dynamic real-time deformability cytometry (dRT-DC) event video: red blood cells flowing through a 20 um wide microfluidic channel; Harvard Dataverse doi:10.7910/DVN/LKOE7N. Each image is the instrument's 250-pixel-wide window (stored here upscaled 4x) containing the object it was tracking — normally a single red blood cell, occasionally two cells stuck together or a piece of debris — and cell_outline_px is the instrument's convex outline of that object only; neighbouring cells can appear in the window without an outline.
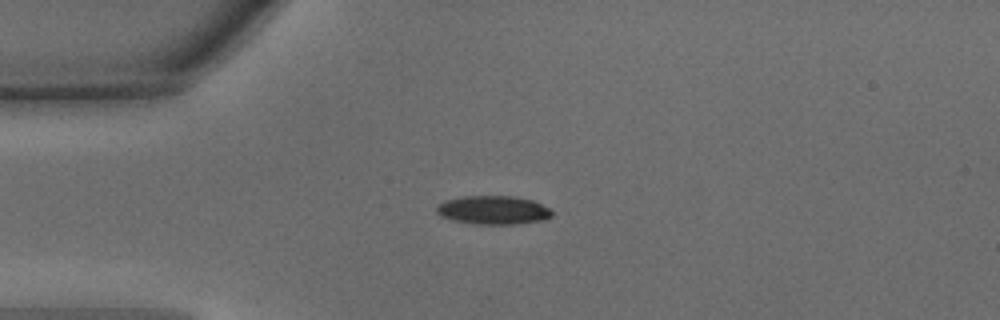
{"species": "common noctule bat (a hibernating species)", "species_latin": "Nyctalus noctula", "temperature_condition": "warm", "stored_images_in_passage": 36, "camera_frame_rate_fps": 3000, "um_per_image_px": 0.085, "animal": {"sex": "male", "body_mass_g": 15.6}, "frame": {"image": 1, "passage_image": 1, "time_ms": 0.0, "image_size_px": [1000, 320], "cell_outline_px": [[552, 216], [544, 220], [516, 224], [472, 224], [452, 220], [440, 216], [436, 212], [436, 208], [444, 200], [464, 196], [512, 196], [532, 200], [548, 208], [552, 212]], "centroid_in_image_um": [41.9, 17.86], "position_along_channel_um": 43.1, "area_um2": 19.25}}
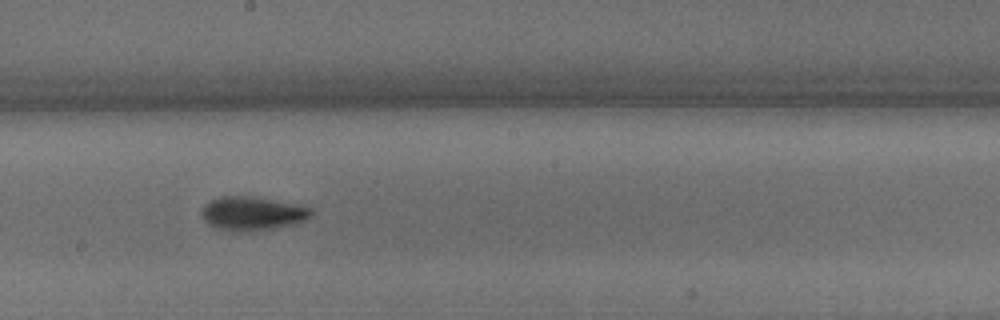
{"frame": {"image": 2, "passage_image": 15, "time_ms": 4.667, "image_size_px": [1000, 320], "cell_outline_px": [[312, 212], [304, 220], [292, 224], [272, 228], [220, 228], [208, 224], [204, 220], [200, 212], [204, 204], [208, 200], [220, 196], [252, 196], [296, 204], [312, 208]], "centroid_in_image_um": [21.41, 18.07], "position_along_channel_um": 226.8, "area_um2": 20.58}}
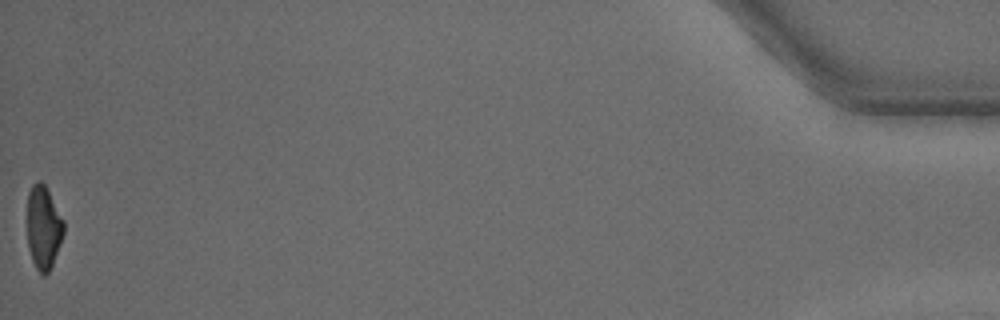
{"frame": {"image": 3, "passage_image": 36, "time_ms": 11.667, "image_size_px": [1000, 320], "cell_outline_px": [[64, 232], [60, 244], [52, 264], [48, 272], [44, 276], [36, 268], [32, 260], [28, 248], [28, 192], [32, 184], [36, 180], [40, 180], [44, 184], [64, 220]], "centroid_in_image_um": [3.69, 19.31], "position_along_channel_um": 431.5, "area_um2": 17.57}, "authors_computed_cell_mechanics": {"area_um2": 19.5364, "velocity_mm_per_s": 4.3511, "shape_relaxation_time_tau1_ms": 3.2607, "shape_relaxation_time_tau2_ms": 1.8451, "deformation_change_tau1": 0.168, "deformation_change_tau2": 0.0817}}